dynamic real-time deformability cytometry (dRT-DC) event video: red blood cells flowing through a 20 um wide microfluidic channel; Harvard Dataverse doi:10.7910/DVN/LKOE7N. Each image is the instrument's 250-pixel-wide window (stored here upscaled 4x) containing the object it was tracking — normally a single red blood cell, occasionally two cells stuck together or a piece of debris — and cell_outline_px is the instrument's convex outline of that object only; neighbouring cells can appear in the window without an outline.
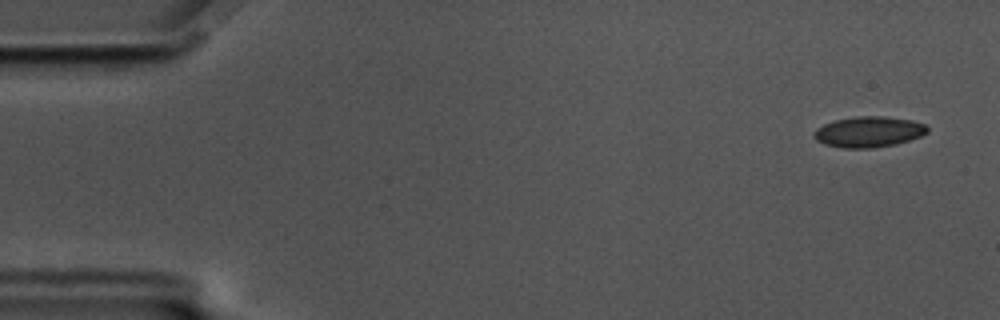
{"species": "common noctule bat (a hibernating species)", "species_latin": "Nyctalus noctula", "temperature_condition": "cold", "stored_images_in_passage": 59, "camera_frame_rate_fps": 3000, "um_per_image_px": 0.085, "animal": {"sex": "male", "body_mass_g": 17.5, "forearm_length_mm": 52.3}, "frame": {"image": 1, "passage_image": 3, "time_ms": 0.667, "image_size_px": [1000, 320], "cell_outline_px": [[928, 132], [920, 136], [896, 144], [872, 148], [844, 148], [824, 144], [816, 140], [812, 132], [816, 128], [824, 124], [836, 120], [856, 116], [884, 116], [912, 120], [924, 124], [928, 128]], "centroid_in_image_um": [73.82, 11.2], "position_along_channel_um": 11.2, "area_um2": 20.29}}
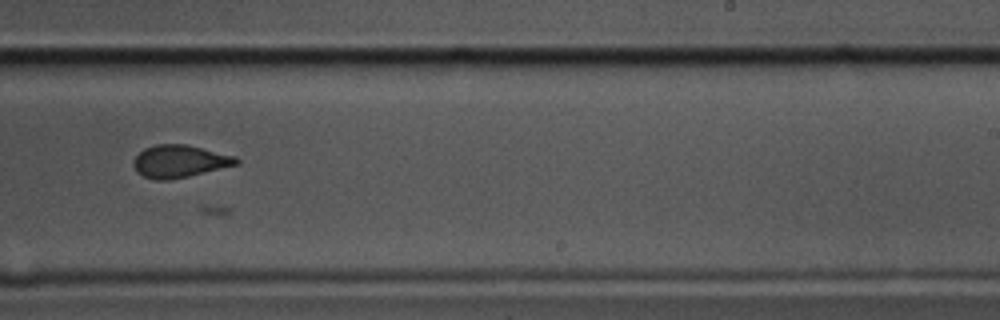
{"frame": {"image": 2, "passage_image": 36, "time_ms": 11.667, "image_size_px": [1000, 320], "cell_outline_px": [[240, 164], [188, 176], [168, 180], [156, 180], [144, 176], [136, 172], [132, 164], [132, 160], [144, 148], [156, 144], [184, 144], [236, 156], [240, 160]], "centroid_in_image_um": [15.25, 13.71], "position_along_channel_um": 273.7, "area_um2": 19.48}}